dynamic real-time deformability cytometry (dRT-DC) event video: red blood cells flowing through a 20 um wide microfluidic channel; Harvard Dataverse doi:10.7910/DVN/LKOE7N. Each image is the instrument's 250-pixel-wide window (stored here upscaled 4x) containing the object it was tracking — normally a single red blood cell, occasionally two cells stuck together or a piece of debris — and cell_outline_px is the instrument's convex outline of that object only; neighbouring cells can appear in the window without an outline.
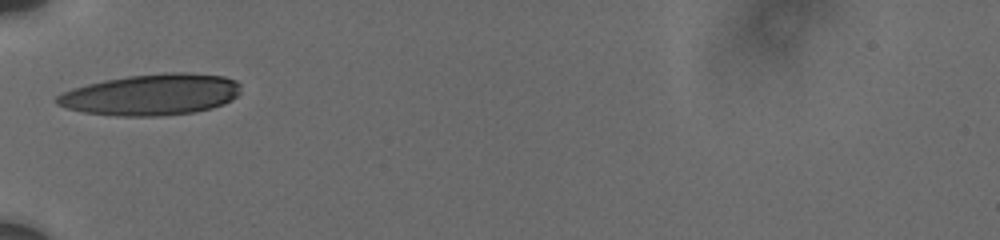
{"species": "human", "species_latin": "Homo sapiens", "temperature_condition": "cold", "stored_images_in_passage": 32, "camera_frame_rate_fps": 3000, "um_per_image_px": 0.085, "donor": {"sex": "male"}, "frame": {"image": 1, "passage_image": 1, "time_ms": 0.0, "image_size_px": [1000, 240], "cell_outline_px": [[240, 92], [232, 100], [224, 104], [212, 108], [192, 112], [160, 116], [116, 116], [84, 112], [64, 108], [56, 104], [56, 96], [60, 92], [72, 88], [104, 80], [128, 76], [164, 72], [188, 72], [224, 76], [236, 80], [240, 84]], "centroid_in_image_um": [12.85, 8.04], "position_along_channel_um": 72.1, "area_um2": 44.56}}
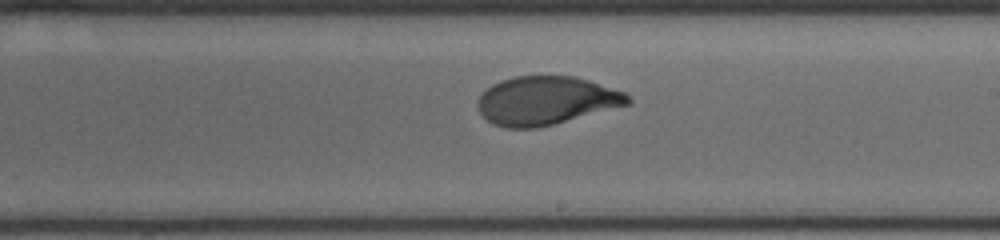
{"frame": {"image": 2, "passage_image": 17, "time_ms": 4.667, "image_size_px": [1000, 240], "cell_outline_px": [[632, 104], [536, 128], [508, 128], [492, 124], [476, 108], [476, 100], [492, 84], [500, 80], [516, 76], [576, 76], [624, 92], [632, 100]], "centroid_in_image_um": [46.4, 8.55], "position_along_channel_um": 242.6, "area_um2": 42.31}}
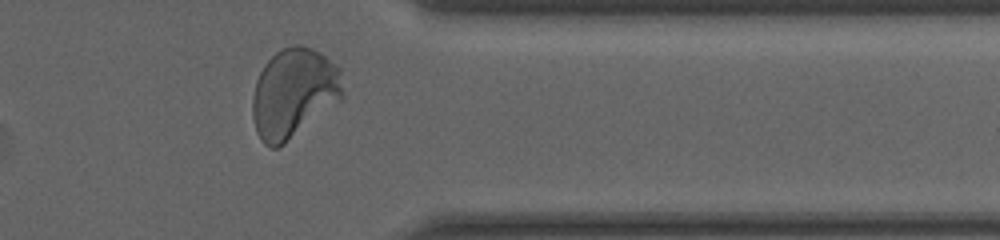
{"frame": {"image": 3, "passage_image": 31, "time_ms": 8.667, "image_size_px": [1000, 240], "cell_outline_px": [[344, 96], [340, 100], [284, 144], [276, 148], [272, 148], [264, 144], [260, 140], [256, 132], [252, 116], [252, 96], [256, 80], [264, 64], [276, 52], [292, 44], [300, 44], [312, 48], [320, 52], [336, 64], [340, 68]], "centroid_in_image_um": [24.95, 7.9], "position_along_channel_um": 386.4, "area_um2": 47.28}, "authors_computed_cell_mechanics": {"area_um2": 42.5408, "velocity_mm_per_s": 3.7049, "shape_relaxation_time_tau1_ms": 3.5123, "shape_relaxation_time_tau2_ms": null, "deformation_change_tau1": 0.1648, "deformation_change_tau2": null}}